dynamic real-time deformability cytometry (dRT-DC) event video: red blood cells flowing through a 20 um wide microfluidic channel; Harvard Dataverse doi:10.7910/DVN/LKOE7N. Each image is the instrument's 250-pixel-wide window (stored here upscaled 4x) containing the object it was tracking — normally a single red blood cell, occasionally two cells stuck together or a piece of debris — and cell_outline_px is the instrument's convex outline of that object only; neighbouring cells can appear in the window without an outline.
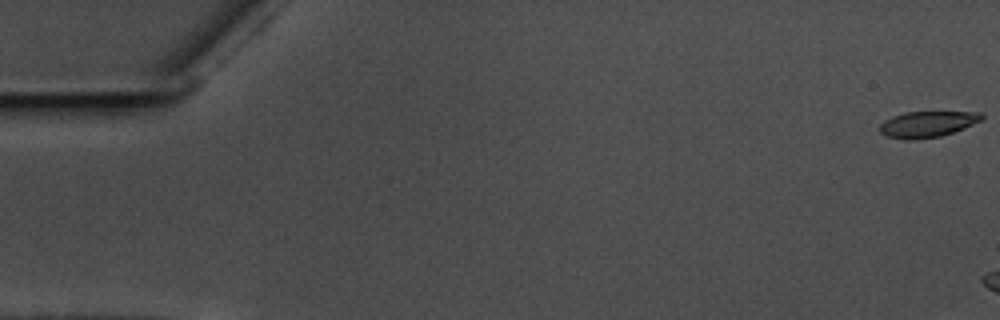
{"species": "common noctule bat (a hibernating species)", "species_latin": "Nyctalus noctula", "temperature_condition": "warm", "stored_images_in_passage": 8, "camera_frame_rate_fps": 3000, "um_per_image_px": 0.085, "animal": {"sex": "male", "body_mass_g": 17.5, "forearm_length_mm": 52.3}, "frame": {"image": 1, "passage_image": 1, "time_ms": 0.0, "image_size_px": [1000, 320], "cell_outline_px": [[984, 116], [980, 120], [964, 128], [940, 136], [916, 140], [904, 140], [888, 136], [880, 132], [880, 124], [884, 120], [892, 116], [904, 112], [980, 112]], "centroid_in_image_um": [78.79, 10.56], "position_along_channel_um": 6.2, "area_um2": 15.37}}